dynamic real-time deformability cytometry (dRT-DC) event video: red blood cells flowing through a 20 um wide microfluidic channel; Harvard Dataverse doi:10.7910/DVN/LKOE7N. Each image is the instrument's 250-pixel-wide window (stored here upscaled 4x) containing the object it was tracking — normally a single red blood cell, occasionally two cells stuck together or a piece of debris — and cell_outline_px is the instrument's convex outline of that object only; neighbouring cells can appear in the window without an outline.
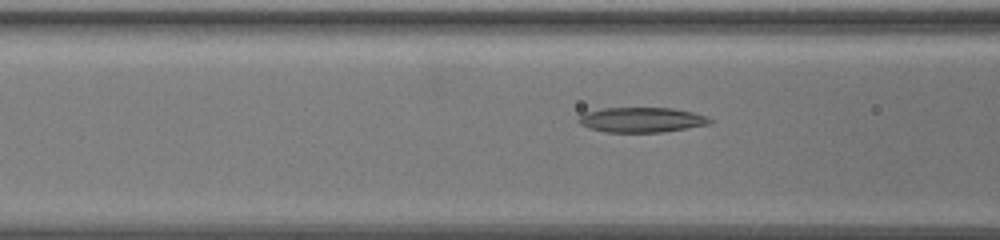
{"species": "common noctule bat (a hibernating species)", "species_latin": "Nyctalus noctula", "temperature_condition": "warm", "stored_images_in_passage": 10, "camera_frame_rate_fps": 3000, "um_per_image_px": 0.085, "animal": {"sex": "female", "body_mass_g": 19.5, "forearm_length_mm": 54.1}, "frame": {"image": 1, "passage_image": 4, "time_ms": 1.0, "image_size_px": [1000, 240], "cell_outline_px": [[712, 120], [708, 124], [660, 132], [604, 132], [588, 128], [580, 124], [576, 120], [584, 112], [604, 108], [672, 108], [692, 112], [704, 116]], "centroid_in_image_um": [54.44, 10.18], "position_along_channel_um": 112.2, "area_um2": 18.9}}
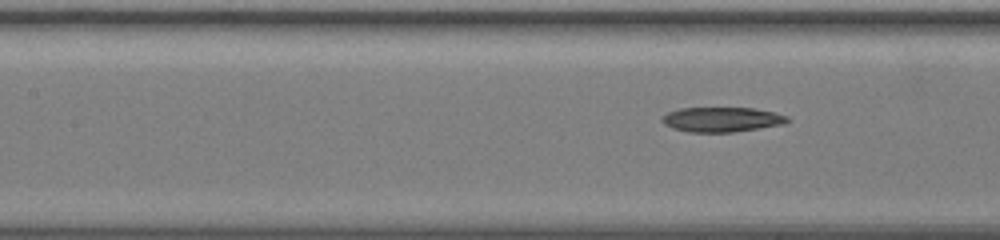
{"frame": {"image": 2, "passage_image": 7, "time_ms": 2.0, "image_size_px": [1000, 240], "cell_outline_px": [[792, 120], [784, 124], [736, 132], [688, 132], [672, 128], [664, 124], [660, 120], [668, 112], [680, 108], [752, 108], [776, 112], [788, 116]], "centroid_in_image_um": [61.39, 10.16], "position_along_channel_um": 146.0, "area_um2": 18.26}}